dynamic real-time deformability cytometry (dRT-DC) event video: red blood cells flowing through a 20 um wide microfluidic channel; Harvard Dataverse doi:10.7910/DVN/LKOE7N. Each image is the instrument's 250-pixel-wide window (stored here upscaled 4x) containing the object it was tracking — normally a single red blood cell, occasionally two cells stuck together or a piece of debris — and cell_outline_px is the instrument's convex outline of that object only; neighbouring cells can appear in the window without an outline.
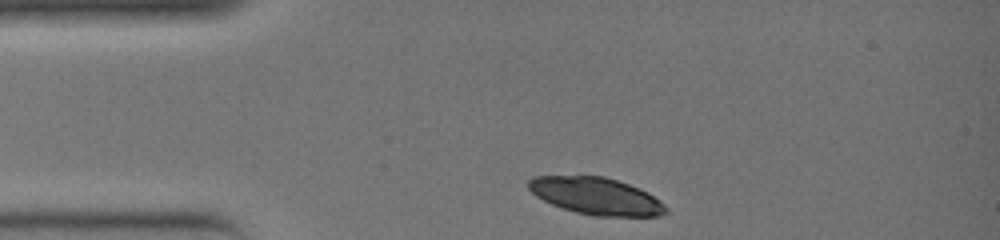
{"species": "common noctule bat (a hibernating species)", "species_latin": "Nyctalus noctula", "temperature_condition": "warm", "stored_images_in_passage": 25, "camera_frame_rate_fps": 3000, "um_per_image_px": 0.085, "animal": {"sex": "female", "body_mass_g": 19.0, "forearm_length_mm": 51.5}, "frame": {"image": 1, "passage_image": 1, "time_ms": 0.0, "image_size_px": [1000, 240], "cell_outline_px": [[668, 212], [656, 216], [592, 216], [576, 212], [552, 204], [536, 196], [528, 188], [528, 180], [532, 176], [604, 176], [640, 188], [648, 192], [660, 200], [668, 208]], "centroid_in_image_um": [50.69, 16.66], "position_along_channel_um": 34.3, "area_um2": 29.65}}
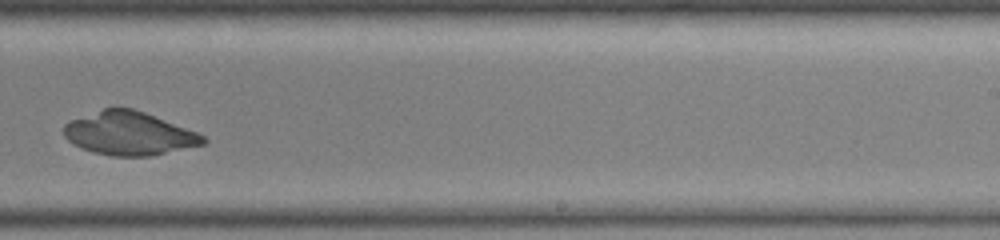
{"frame": {"image": 2, "passage_image": 17, "time_ms": 5.333, "image_size_px": [1000, 240], "cell_outline_px": [[208, 140], [204, 144], [148, 156], [112, 156], [92, 152], [80, 148], [72, 144], [64, 136], [64, 124], [68, 120], [104, 108], [132, 108], [144, 112], [196, 132], [204, 136]], "centroid_in_image_um": [10.91, 11.34], "position_along_channel_um": 278.1, "area_um2": 35.03}}